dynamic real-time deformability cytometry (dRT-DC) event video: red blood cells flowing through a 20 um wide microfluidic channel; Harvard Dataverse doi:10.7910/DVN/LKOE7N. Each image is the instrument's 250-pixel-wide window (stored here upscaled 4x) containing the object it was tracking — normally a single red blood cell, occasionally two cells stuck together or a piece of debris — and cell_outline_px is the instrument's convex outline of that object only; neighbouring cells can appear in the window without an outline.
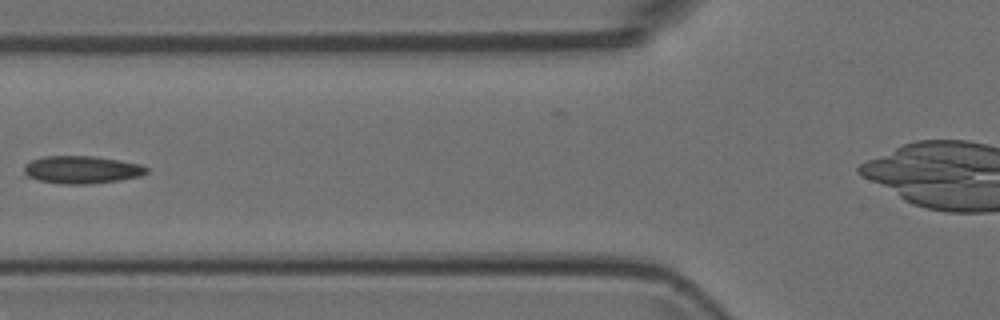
{"species": "Egyptian fruit bat (a non-hibernating species)", "species_latin": "Rousettus aegyptiacus", "temperature_condition": "room temperature", "stored_images_in_passage": 6, "camera_frame_rate_fps": 3000, "um_per_image_px": 0.085, "animal": {"sex": "female"}, "frame": {"image": 1, "passage_image": 5, "time_ms": 1.333, "image_size_px": [1000, 320], "cell_outline_px": [[148, 172], [140, 176], [120, 180], [88, 184], [60, 184], [20, 176], [24, 164], [32, 160], [44, 156], [92, 156], [120, 160], [140, 164], [148, 168]], "centroid_in_image_um": [6.88, 14.43], "position_along_channel_um": 118.9, "area_um2": 20.06}}
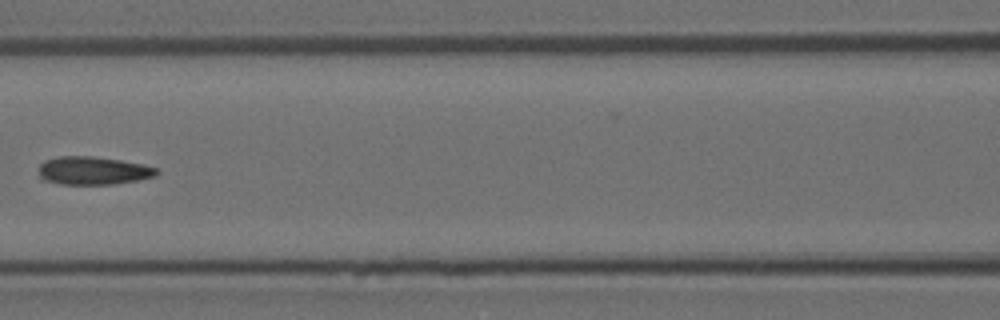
{"frame": {"image": 2, "passage_image": 6, "time_ms": 1.667, "image_size_px": [1000, 320], "cell_outline_px": [[160, 172], [156, 176], [136, 180], [112, 184], [60, 184], [44, 180], [40, 176], [40, 164], [44, 160], [60, 156], [92, 156], [120, 160], [144, 164], [156, 168]], "centroid_in_image_um": [7.93, 14.5], "position_along_channel_um": 158.7, "area_um2": 19.25}}